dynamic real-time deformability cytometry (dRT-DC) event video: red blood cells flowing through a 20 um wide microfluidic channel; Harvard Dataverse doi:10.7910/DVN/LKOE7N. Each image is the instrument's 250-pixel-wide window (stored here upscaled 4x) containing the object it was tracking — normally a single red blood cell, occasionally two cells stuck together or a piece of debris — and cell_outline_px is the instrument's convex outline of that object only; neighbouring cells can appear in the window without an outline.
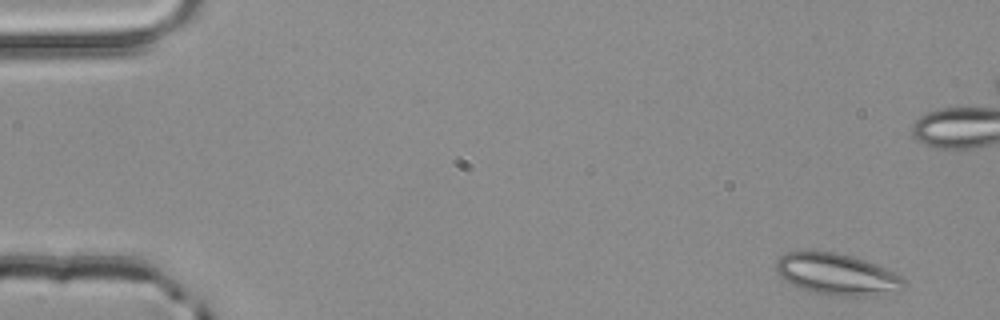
{"species": "common noctule bat (a hibernating species)", "species_latin": "Nyctalus noctula", "temperature_condition": "room temperature", "stored_images_in_passage": 6, "camera_frame_rate_fps": 3000, "um_per_image_px": 0.085, "animal": {"sex": "male", "body_mass_g": 20.4}, "frame": {"image": 1, "passage_image": 1, "time_ms": 0.0, "image_size_px": [1000, 320], "cell_outline_px": [[908, 284], [900, 292], [876, 296], [836, 296], [812, 292], [800, 288], [784, 280], [776, 272], [776, 260], [780, 256], [788, 252], [836, 252], [852, 256], [876, 264], [904, 276], [908, 280]], "centroid_in_image_um": [71.24, 23.34], "position_along_channel_um": 13.8, "area_um2": 31.44}}